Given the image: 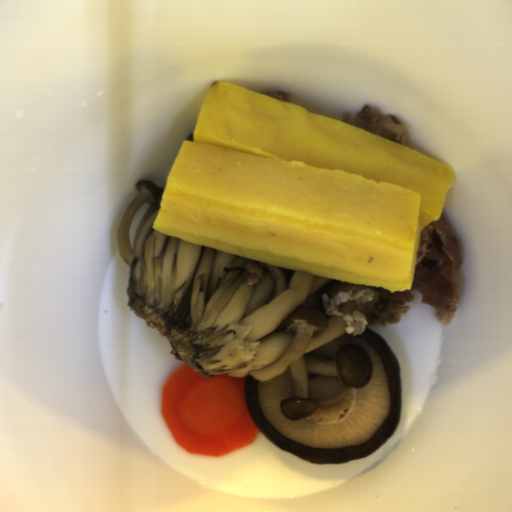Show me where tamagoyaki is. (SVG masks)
Here are the masks:
<instances>
[{"label":"tamagoyaki","mask_w":512,"mask_h":512,"mask_svg":"<svg viewBox=\"0 0 512 512\" xmlns=\"http://www.w3.org/2000/svg\"><path fill=\"white\" fill-rule=\"evenodd\" d=\"M151 228L231 255L411 289L452 167L340 119L223 81L206 92Z\"/></svg>","instance_id":"1"}]
</instances>
